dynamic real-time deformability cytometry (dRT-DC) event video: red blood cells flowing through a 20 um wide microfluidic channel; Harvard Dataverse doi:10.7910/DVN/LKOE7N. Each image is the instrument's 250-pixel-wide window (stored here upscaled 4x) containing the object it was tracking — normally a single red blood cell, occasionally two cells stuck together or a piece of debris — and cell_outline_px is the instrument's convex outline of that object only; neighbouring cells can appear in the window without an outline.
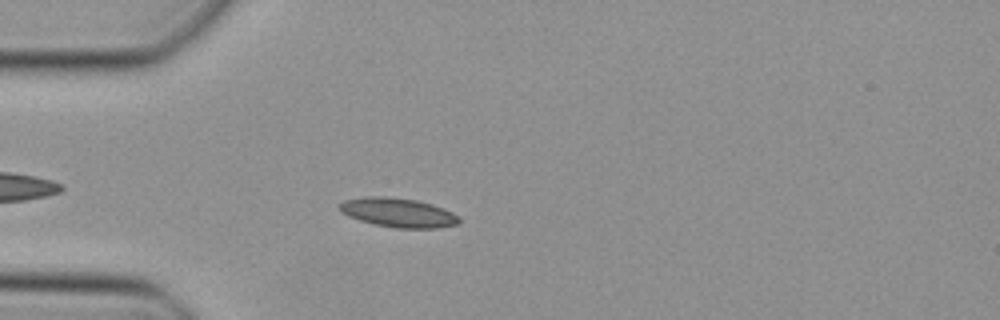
{"species": "Egyptian fruit bat (a non-hibernating species)", "species_latin": "Rousettus aegyptiacus", "temperature_condition": "cold", "stored_images_in_passage": 40, "camera_frame_rate_fps": 3000, "um_per_image_px": 0.085, "animal": {"sex": "female"}, "frame": {"image": 1, "passage_image": 5, "time_ms": 1.333, "image_size_px": [1000, 320], "cell_outline_px": [[460, 220], [456, 224], [440, 228], [396, 228], [376, 224], [360, 220], [348, 216], [340, 212], [340, 204], [344, 200], [364, 196], [384, 196], [416, 200], [432, 204], [444, 208], [460, 216]], "centroid_in_image_um": [33.86, 18.06], "position_along_channel_um": 51.1, "area_um2": 20.35}}
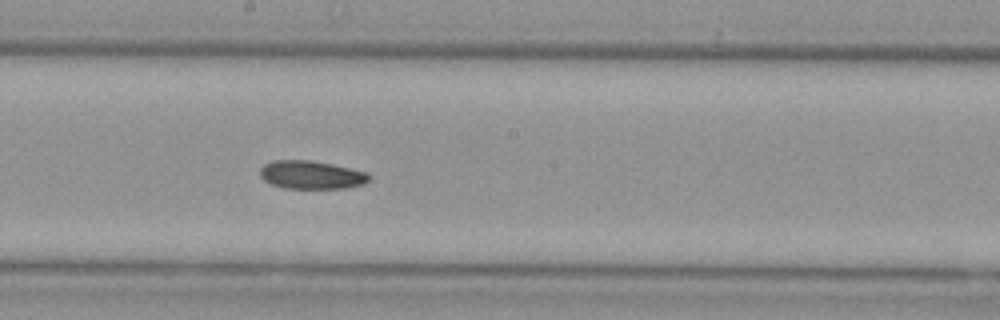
{"frame": {"image": 2, "passage_image": 18, "time_ms": 5.667, "image_size_px": [1000, 320], "cell_outline_px": [[372, 176], [364, 184], [344, 188], [284, 188], [272, 184], [264, 180], [260, 176], [260, 168], [264, 164], [272, 160], [308, 160], [332, 164], [368, 172]], "centroid_in_image_um": [26.47, 14.86], "position_along_channel_um": 221.7, "area_um2": 17.98}}
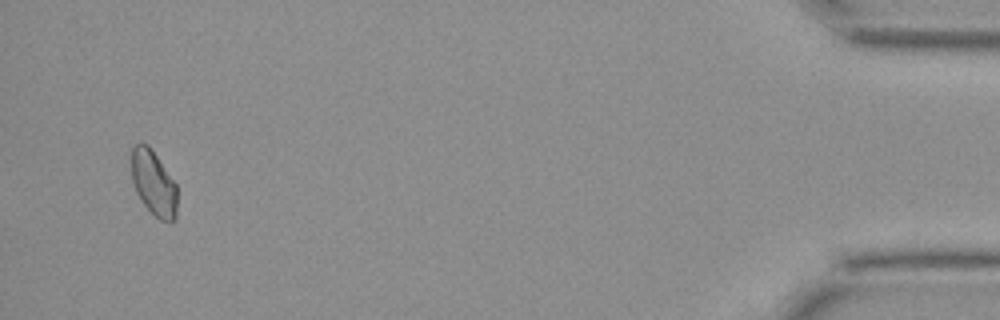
{"frame": {"image": 3, "passage_image": 38, "time_ms": 12.333, "image_size_px": [1000, 320], "cell_outline_px": [[176, 220], [172, 224], [160, 220], [140, 200], [136, 192], [132, 180], [132, 148], [136, 144], [148, 144], [176, 184]], "centroid_in_image_um": [13.07, 15.61], "position_along_channel_um": 422.1, "area_um2": 17.17}}